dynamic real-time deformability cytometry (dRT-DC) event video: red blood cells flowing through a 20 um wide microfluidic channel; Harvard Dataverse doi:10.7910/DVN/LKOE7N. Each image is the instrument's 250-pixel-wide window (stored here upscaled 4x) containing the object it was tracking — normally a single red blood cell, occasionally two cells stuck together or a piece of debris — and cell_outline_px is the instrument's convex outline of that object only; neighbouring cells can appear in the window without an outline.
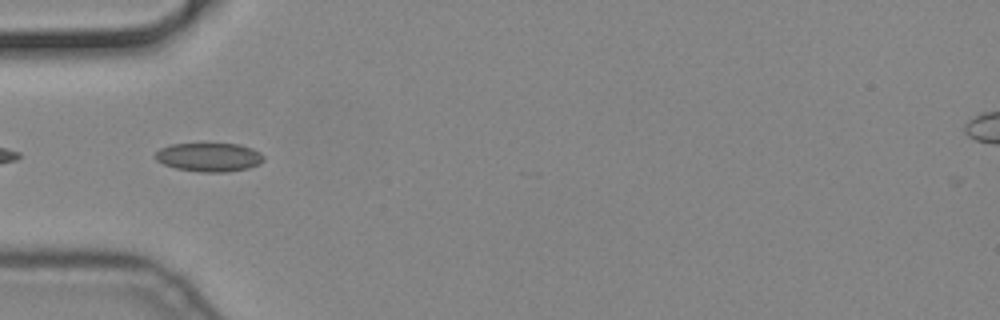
{"species": "common noctule bat (a hibernating species)", "species_latin": "Nyctalus noctula", "temperature_condition": "cold", "stored_images_in_passage": 14, "segment_of_instrument_passage": [2, 2], "camera_frame_rate_fps": 3000, "um_per_image_px": 0.085, "animal": {"sex": "male", "body_mass_g": 19.2, "forearm_length_mm": 51.8}, "frame": {"image": 1, "passage_image": 11, "time_ms": 3.333, "image_size_px": [1000, 320], "cell_outline_px": [[264, 160], [260, 164], [248, 168], [224, 172], [200, 172], [176, 168], [164, 164], [156, 160], [152, 156], [160, 148], [172, 144], [240, 144], [252, 148], [260, 152], [264, 156]], "centroid_in_image_um": [17.77, 13.36], "position_along_channel_um": 67.2, "area_um2": 18.21}}